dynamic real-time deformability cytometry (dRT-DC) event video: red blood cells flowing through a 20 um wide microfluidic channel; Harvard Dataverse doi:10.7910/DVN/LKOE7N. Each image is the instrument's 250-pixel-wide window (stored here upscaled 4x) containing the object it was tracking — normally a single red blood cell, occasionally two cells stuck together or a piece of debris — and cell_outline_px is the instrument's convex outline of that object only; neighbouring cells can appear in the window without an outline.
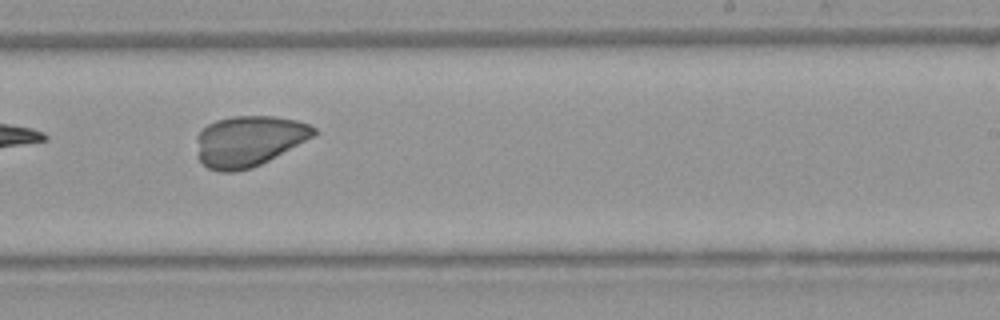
{"species": "Egyptian fruit bat (a non-hibernating species)", "species_latin": "Rousettus aegyptiacus", "temperature_condition": "warm", "stored_images_in_passage": 7, "camera_frame_rate_fps": 3000, "um_per_image_px": 0.085, "animal": {"sex": "female"}, "frame": {"image": 1, "passage_image": 7, "time_ms": 7.0, "image_size_px": [1000, 320], "cell_outline_px": [[316, 136], [252, 168], [236, 172], [220, 172], [208, 168], [200, 160], [196, 140], [196, 136], [208, 124], [216, 120], [232, 116], [276, 116], [296, 120], [308, 124], [316, 128]], "centroid_in_image_um": [21.16, 11.98], "position_along_channel_um": 267.8, "area_um2": 34.62}}